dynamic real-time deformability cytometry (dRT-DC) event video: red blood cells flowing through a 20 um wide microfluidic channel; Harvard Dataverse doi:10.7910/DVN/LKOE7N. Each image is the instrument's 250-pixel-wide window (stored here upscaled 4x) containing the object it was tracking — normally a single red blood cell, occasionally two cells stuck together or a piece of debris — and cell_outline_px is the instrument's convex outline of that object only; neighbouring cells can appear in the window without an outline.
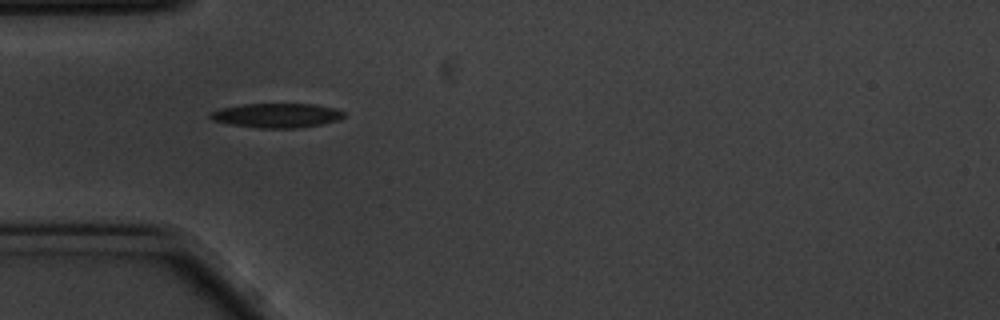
{"species": "common noctule bat (a hibernating species)", "species_latin": "Nyctalus noctula", "temperature_condition": "cold", "stored_images_in_passage": 41, "camera_frame_rate_fps": 3000, "um_per_image_px": 0.085, "animal": {"sex": "male", "body_mass_g": 20.1, "forearm_length_mm": 53.5}, "frame": {"image": 1, "passage_image": 1, "time_ms": 0.0, "image_size_px": [1000, 320], "cell_outline_px": [[344, 116], [340, 120], [300, 128], [260, 128], [232, 124], [212, 120], [208, 116], [212, 112], [220, 108], [244, 104], [312, 104], [336, 108], [344, 112]], "centroid_in_image_um": [23.55, 9.81], "position_along_channel_um": 61.5, "area_um2": 18.9}}
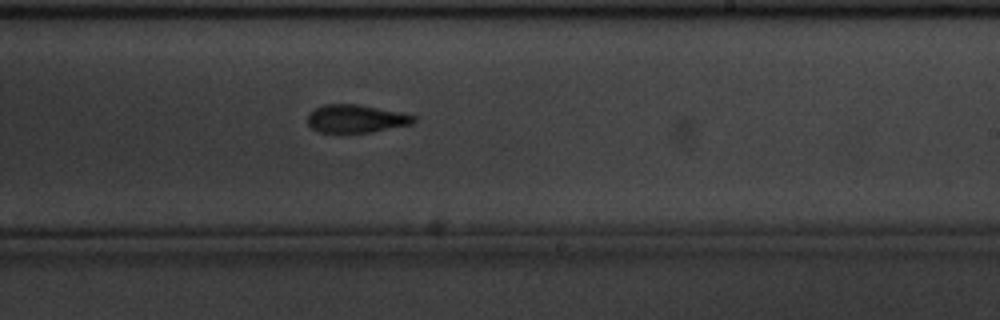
{"frame": {"image": 2, "passage_image": 18, "time_ms": 5.667, "image_size_px": [1000, 320], "cell_outline_px": [[416, 120], [412, 124], [372, 132], [320, 132], [312, 128], [308, 124], [308, 112], [324, 104], [356, 104], [400, 112], [416, 116]], "centroid_in_image_um": [30.26, 10.08], "position_along_channel_um": 258.7, "area_um2": 17.22}}
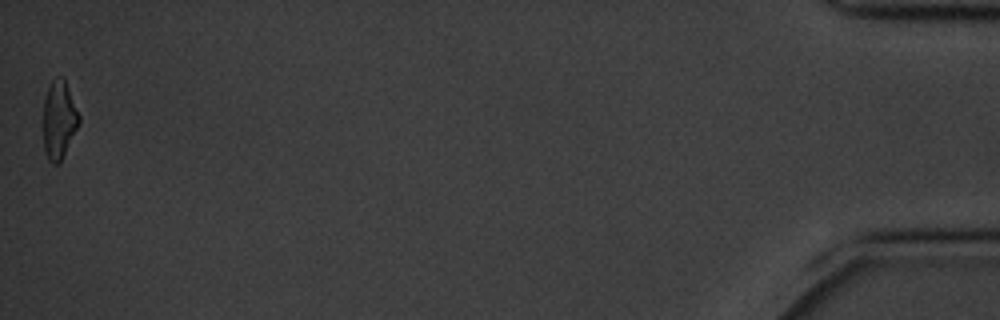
{"frame": {"image": 3, "passage_image": 41, "time_ms": 13.333, "image_size_px": [1000, 320], "cell_outline_px": [[80, 124], [60, 164], [52, 164], [48, 160], [44, 152], [44, 100], [48, 88], [52, 80], [60, 76], [64, 76], [80, 116]], "centroid_in_image_um": [5.04, 10.21], "position_along_channel_um": 430.2, "area_um2": 16.53}, "authors_computed_cell_mechanics": {"area_um2": 17.918, "velocity_mm_per_s": 3.495, "shape_relaxation_time_tau1_ms": 3.8906, "shape_relaxation_time_tau2_ms": 4.8127, "deformation_change_tau1": 0.1392, "deformation_change_tau2": 0.1381}}